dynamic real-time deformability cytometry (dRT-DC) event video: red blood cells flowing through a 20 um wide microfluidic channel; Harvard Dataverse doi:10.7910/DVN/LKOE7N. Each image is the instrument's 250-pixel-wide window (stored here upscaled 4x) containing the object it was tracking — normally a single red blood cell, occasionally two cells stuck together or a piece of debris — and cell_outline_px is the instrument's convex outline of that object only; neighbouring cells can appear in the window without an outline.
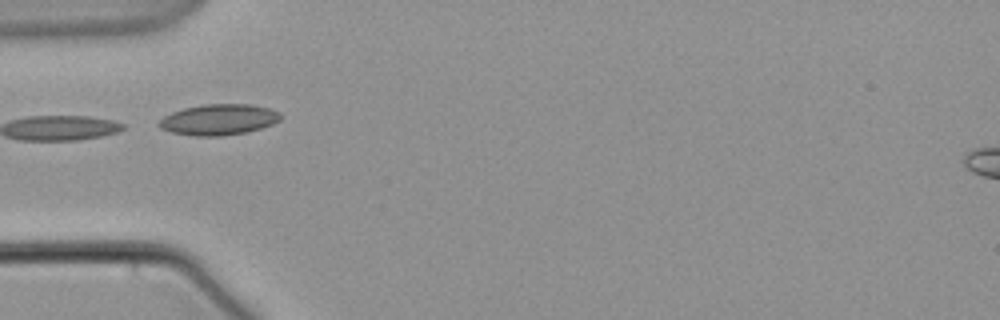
{"species": "common noctule bat (a hibernating species)", "species_latin": "Nyctalus noctula", "temperature_condition": "warm", "stored_images_in_passage": 9, "camera_frame_rate_fps": 3000, "um_per_image_px": 0.085, "animal": {"sex": "male", "body_mass_g": 21.5, "forearm_length_mm": 52.0}, "frame": {"image": 1, "passage_image": 6, "time_ms": 6.0, "image_size_px": [1000, 320], "cell_outline_px": [[280, 120], [272, 124], [248, 132], [220, 136], [196, 136], [172, 132], [160, 128], [156, 124], [164, 116], [172, 112], [184, 108], [204, 104], [252, 104], [268, 108], [280, 112]], "centroid_in_image_um": [18.58, 10.16], "position_along_channel_um": 66.4, "area_um2": 21.85}}
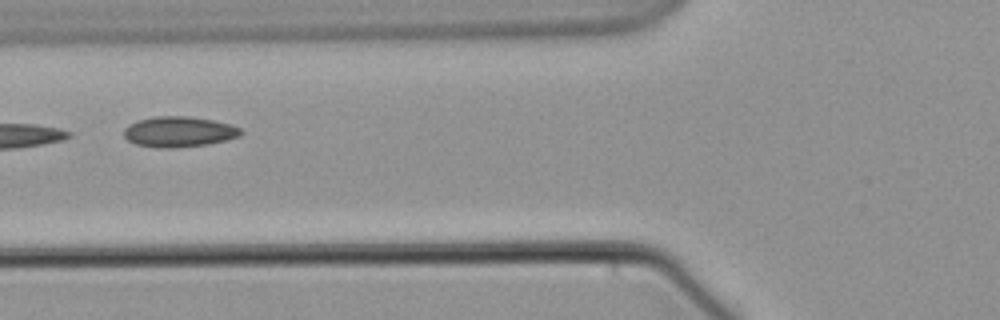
{"frame": {"image": 2, "passage_image": 7, "time_ms": 7.333, "image_size_px": [1000, 320], "cell_outline_px": [[244, 132], [240, 136], [208, 144], [172, 148], [160, 148], [136, 144], [128, 140], [124, 136], [124, 128], [128, 124], [136, 120], [156, 116], [188, 116], [212, 120], [232, 124], [240, 128]], "centroid_in_image_um": [15.2, 11.19], "position_along_channel_um": 110.6, "area_um2": 20.87}}